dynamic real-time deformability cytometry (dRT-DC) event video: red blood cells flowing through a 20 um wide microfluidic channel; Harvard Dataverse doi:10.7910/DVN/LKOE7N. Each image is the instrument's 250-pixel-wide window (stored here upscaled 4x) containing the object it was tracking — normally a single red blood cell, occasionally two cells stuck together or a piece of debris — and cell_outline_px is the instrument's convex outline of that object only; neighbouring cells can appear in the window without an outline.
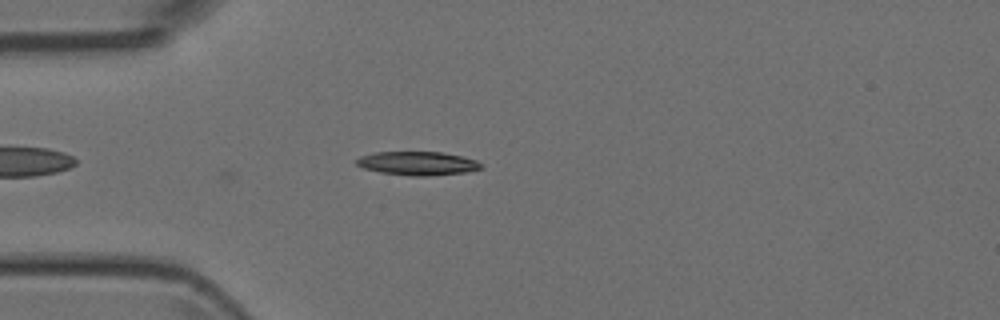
{"species": "Egyptian fruit bat (a non-hibernating species)", "species_latin": "Rousettus aegyptiacus", "temperature_condition": "room temperature", "stored_images_in_passage": 36, "camera_frame_rate_fps": 3000, "um_per_image_px": 0.085, "animal": {"sex": "female"}, "frame": {"image": 1, "passage_image": 1, "time_ms": 0.0, "image_size_px": [1000, 320], "cell_outline_px": [[484, 168], [468, 172], [424, 176], [412, 176], [380, 172], [364, 168], [356, 164], [356, 160], [360, 156], [376, 152], [440, 152], [460, 156], [476, 160]], "centroid_in_image_um": [35.5, 13.89], "position_along_channel_um": 49.5, "area_um2": 17.05}}
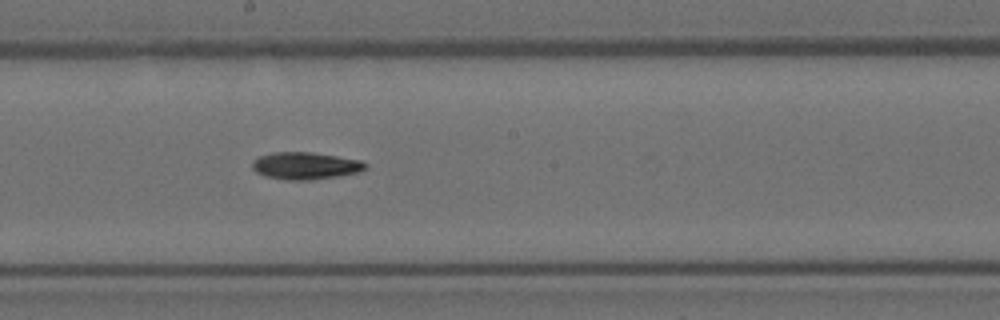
{"frame": {"image": 2, "passage_image": 14, "time_ms": 4.333, "image_size_px": [1000, 320], "cell_outline_px": [[368, 168], [356, 172], [336, 176], [312, 180], [284, 180], [264, 176], [256, 172], [252, 168], [252, 160], [260, 156], [272, 152], [312, 152], [360, 160], [368, 164]], "centroid_in_image_um": [25.92, 14.09], "position_along_channel_um": 222.3, "area_um2": 17.98}}
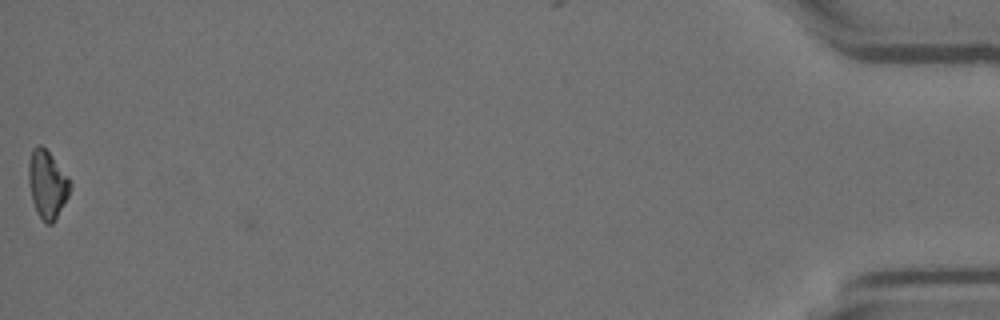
{"frame": {"image": 3, "passage_image": 36, "time_ms": 11.667, "image_size_px": [1000, 320], "cell_outline_px": [[72, 184], [68, 196], [52, 224], [48, 224], [36, 212], [32, 200], [28, 180], [28, 160], [32, 148], [40, 144], [48, 152], [68, 176]], "centroid_in_image_um": [4.0, 15.64], "position_along_channel_um": 431.2, "area_um2": 16.24}}